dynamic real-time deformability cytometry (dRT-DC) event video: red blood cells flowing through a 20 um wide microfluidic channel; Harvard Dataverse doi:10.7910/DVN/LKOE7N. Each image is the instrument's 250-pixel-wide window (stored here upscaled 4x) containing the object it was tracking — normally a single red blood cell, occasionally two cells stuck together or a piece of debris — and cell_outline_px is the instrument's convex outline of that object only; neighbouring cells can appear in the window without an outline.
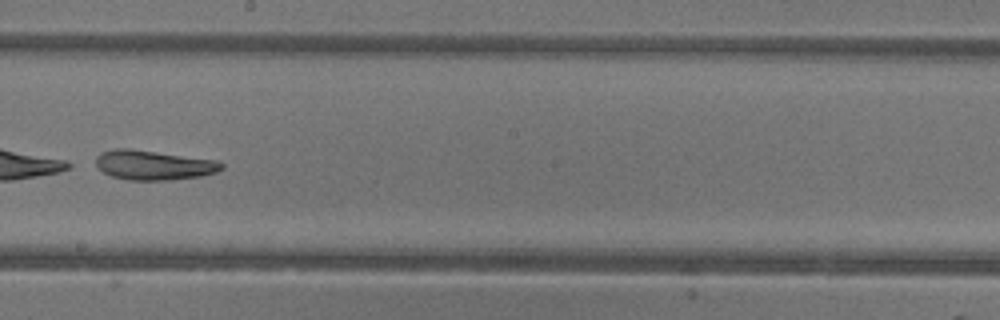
{"species": "common noctule bat (a hibernating species)", "species_latin": "Nyctalus noctula", "temperature_condition": "warm", "stored_images_in_passage": 46, "camera_frame_rate_fps": 3000, "um_per_image_px": 0.085, "animal": {"sex": "female"}, "frame": {"image": 1, "passage_image": 27, "time_ms": 8.667, "image_size_px": [1000, 320], "cell_outline_px": [[224, 168], [216, 172], [200, 176], [168, 180], [128, 180], [112, 176], [104, 172], [96, 164], [96, 156], [100, 152], [116, 148], [132, 148], [216, 160], [224, 164]], "centroid_in_image_um": [13.05, 14.02], "position_along_channel_um": 235.1, "area_um2": 21.73}}